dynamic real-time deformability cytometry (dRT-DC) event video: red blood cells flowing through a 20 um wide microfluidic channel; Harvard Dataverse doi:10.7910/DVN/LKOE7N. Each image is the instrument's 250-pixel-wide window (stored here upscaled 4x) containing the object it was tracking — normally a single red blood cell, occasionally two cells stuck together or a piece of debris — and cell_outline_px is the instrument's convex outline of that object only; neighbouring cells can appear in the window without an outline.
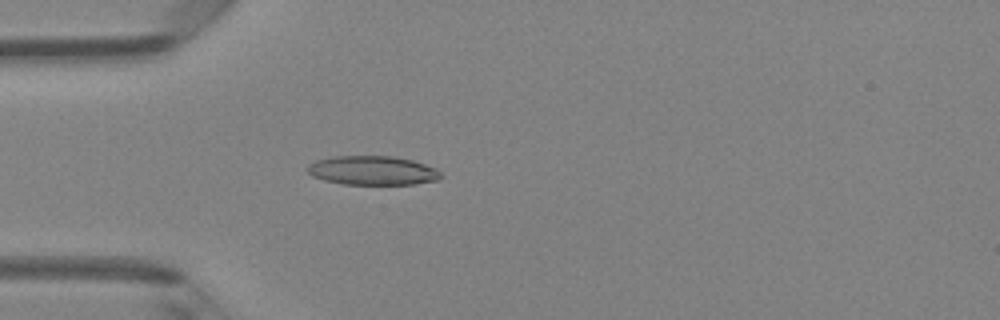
{"species": "Egyptian fruit bat (a non-hibernating species)", "species_latin": "Rousettus aegyptiacus", "temperature_condition": "room temperature", "stored_images_in_passage": 48, "camera_frame_rate_fps": 3000, "um_per_image_px": 0.085, "animal": {"sex": "female"}, "frame": {"image": 1, "passage_image": 14, "time_ms": 4.333, "image_size_px": [1000, 320], "cell_outline_px": [[444, 176], [440, 180], [416, 184], [344, 184], [324, 180], [312, 176], [308, 172], [308, 164], [316, 160], [336, 156], [392, 156], [412, 160], [436, 168]], "centroid_in_image_um": [31.71, 14.49], "position_along_channel_um": 53.3, "area_um2": 22.66}}
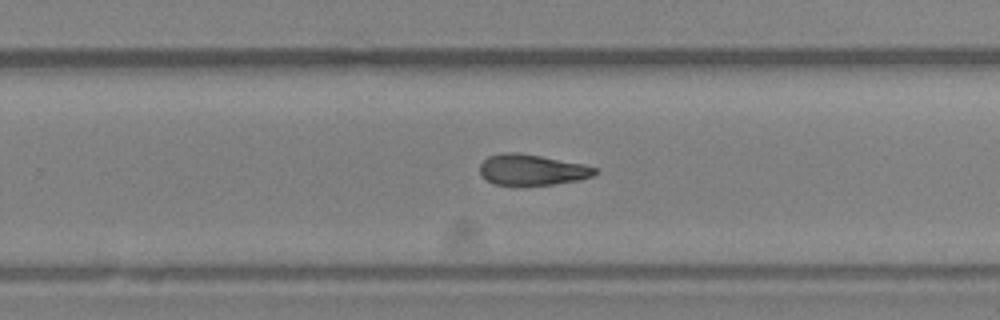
{"frame": {"image": 2, "passage_image": 31, "time_ms": 10.0, "image_size_px": [1000, 320], "cell_outline_px": [[600, 172], [592, 176], [580, 180], [552, 184], [496, 184], [488, 180], [480, 172], [480, 164], [488, 156], [504, 152], [516, 152], [540, 156], [584, 164], [600, 168]], "centroid_in_image_um": [45.29, 14.41], "position_along_channel_um": 284.5, "area_um2": 20.46}}
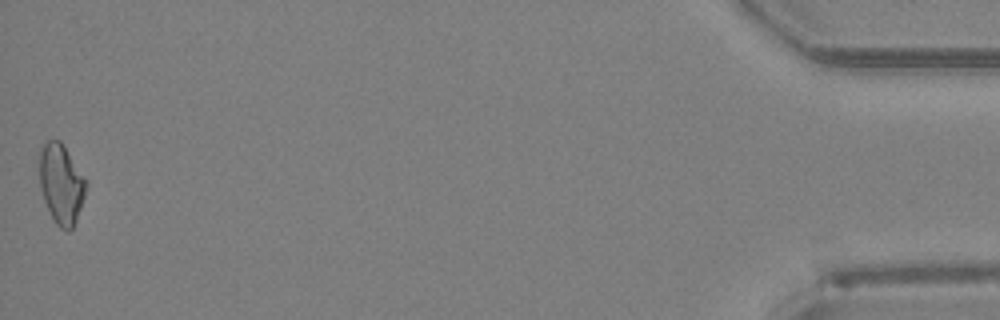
{"frame": {"image": 3, "passage_image": 48, "time_ms": 15.667, "image_size_px": [1000, 320], "cell_outline_px": [[88, 184], [76, 220], [72, 228], [68, 232], [60, 228], [56, 224], [44, 200], [40, 188], [40, 148], [48, 140], [60, 140], [88, 180]], "centroid_in_image_um": [5.22, 15.62], "position_along_channel_um": 430.0, "area_um2": 21.62}, "authors_computed_cell_mechanics": {"area_um2": 21.6172, "velocity_mm_per_s": 4.2472, "shape_relaxation_time_tau1_ms": 6.1975, "shape_relaxation_time_tau2_ms": 6.3577, "deformation_change_tau1": 0.148, "deformation_change_tau2": 0.1587}}